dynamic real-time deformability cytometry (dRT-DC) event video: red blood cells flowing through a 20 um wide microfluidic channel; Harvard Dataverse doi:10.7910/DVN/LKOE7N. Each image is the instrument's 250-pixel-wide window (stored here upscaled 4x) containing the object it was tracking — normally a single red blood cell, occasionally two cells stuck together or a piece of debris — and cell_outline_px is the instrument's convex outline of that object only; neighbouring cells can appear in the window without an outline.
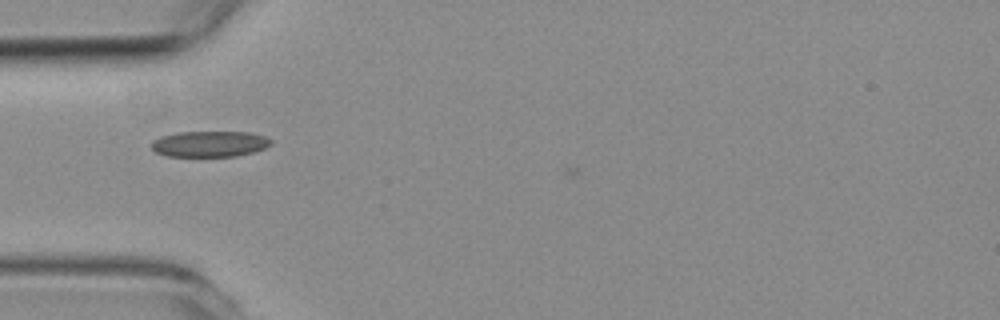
{"species": "common noctule bat (a hibernating species)", "species_latin": "Nyctalus noctula", "temperature_condition": "room temperature", "stored_images_in_passage": 4, "camera_frame_rate_fps": 3000, "um_per_image_px": 0.085, "animal": {"sex": "female", "body_mass_g": 19.3, "forearm_length_mm": 54.1}, "frame": {"image": 1, "passage_image": 2, "time_ms": 0.333, "image_size_px": [1000, 320], "cell_outline_px": [[272, 144], [264, 148], [252, 152], [236, 156], [168, 156], [156, 152], [152, 148], [152, 140], [160, 136], [176, 132], [252, 132], [264, 136], [272, 140]], "centroid_in_image_um": [17.82, 12.22], "position_along_channel_um": 67.2, "area_um2": 18.03}}